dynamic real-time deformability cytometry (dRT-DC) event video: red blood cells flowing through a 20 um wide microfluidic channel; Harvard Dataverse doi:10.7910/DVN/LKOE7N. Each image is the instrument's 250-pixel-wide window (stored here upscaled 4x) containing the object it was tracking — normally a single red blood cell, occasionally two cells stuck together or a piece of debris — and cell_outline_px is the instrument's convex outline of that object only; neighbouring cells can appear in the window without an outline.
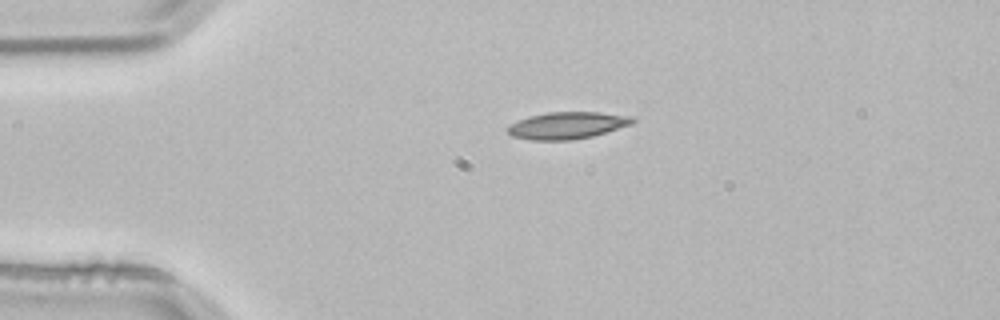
{"species": "common noctule bat (a hibernating species)", "species_latin": "Nyctalus noctula", "temperature_condition": "room temperature", "stored_images_in_passage": 2, "camera_frame_rate_fps": 3000, "um_per_image_px": 0.085, "animal": {"sex": "male", "body_mass_g": 21.5, "forearm_length_mm": 52.0}, "frame": {"image": 1, "passage_image": 1, "time_ms": 0.0, "image_size_px": [1000, 320], "cell_outline_px": [[636, 120], [632, 124], [592, 136], [572, 140], [532, 140], [512, 136], [504, 128], [516, 120], [528, 116], [548, 112], [600, 112], [636, 116]], "centroid_in_image_um": [48.21, 10.65], "position_along_channel_um": 36.8, "area_um2": 19.88}}